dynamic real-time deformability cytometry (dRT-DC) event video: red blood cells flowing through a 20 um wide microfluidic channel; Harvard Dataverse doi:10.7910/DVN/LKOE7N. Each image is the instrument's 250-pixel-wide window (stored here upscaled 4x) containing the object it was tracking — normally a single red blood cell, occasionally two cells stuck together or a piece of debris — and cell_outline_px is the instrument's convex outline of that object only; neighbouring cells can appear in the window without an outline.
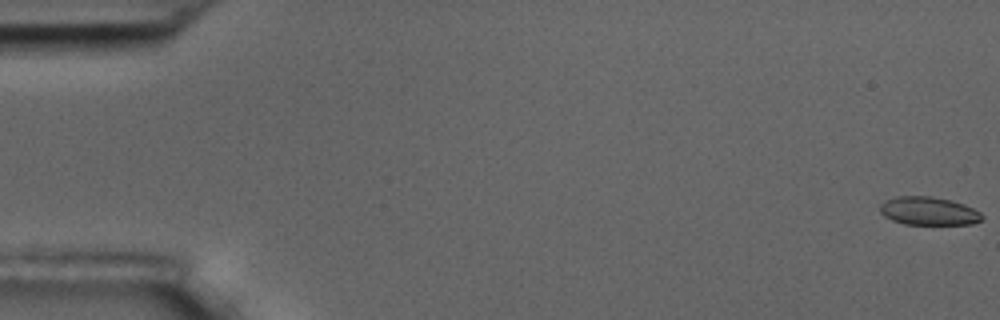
{"species": "common noctule bat (a hibernating species)", "species_latin": "Nyctalus noctula", "temperature_condition": "room temperature", "stored_images_in_passage": 58, "camera_frame_rate_fps": 3000, "um_per_image_px": 0.085, "animal": {"sex": "male", "body_mass_g": 17.5, "forearm_length_mm": 52.3}, "frame": {"image": 1, "passage_image": 1, "time_ms": 0.0, "image_size_px": [1000, 320], "cell_outline_px": [[984, 216], [980, 220], [972, 224], [904, 224], [892, 220], [884, 216], [880, 212], [880, 204], [884, 200], [896, 196], [932, 196], [952, 200], [964, 204], [980, 212]], "centroid_in_image_um": [78.91, 17.92], "position_along_channel_um": 6.1, "area_um2": 16.88}}
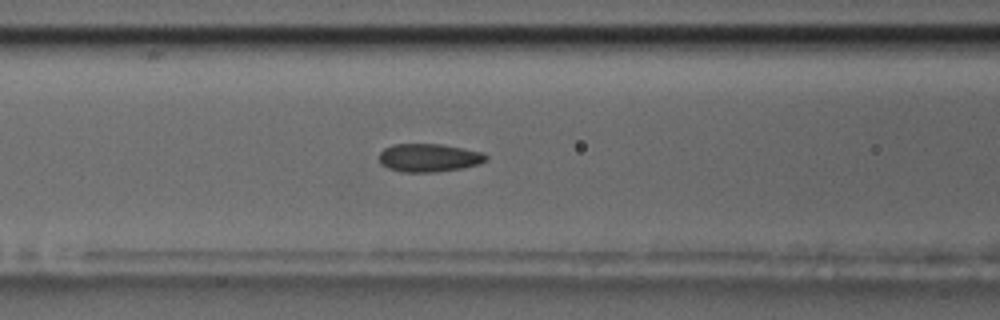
{"frame": {"image": 2, "passage_image": 24, "time_ms": 7.667, "image_size_px": [1000, 320], "cell_outline_px": [[488, 160], [480, 164], [464, 168], [436, 172], [400, 172], [388, 168], [380, 164], [380, 152], [384, 148], [392, 144], [440, 144], [480, 152], [488, 156]], "centroid_in_image_um": [36.45, 13.42], "position_along_channel_um": 130.2, "area_um2": 17.63}}
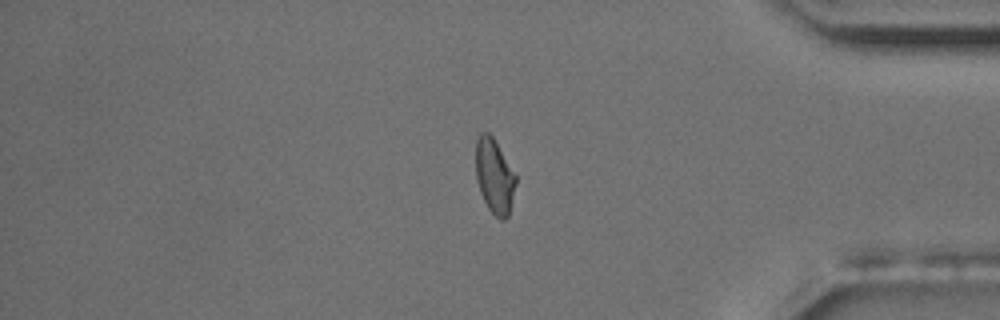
{"frame": {"image": 3, "passage_image": 48, "time_ms": 15.667, "image_size_px": [1000, 320], "cell_outline_px": [[516, 184], [508, 216], [504, 220], [500, 220], [488, 208], [480, 192], [476, 180], [476, 140], [480, 132], [488, 132], [492, 136], [516, 176]], "centroid_in_image_um": [42.01, 14.98], "position_along_channel_um": 393.2, "area_um2": 17.22}, "authors_computed_cell_mechanics": {"area_um2": 17.629, "velocity_mm_per_s": 3.6081, "shape_relaxation_time_tau1_ms": null, "shape_relaxation_time_tau2_ms": 1.1743, "deformation_change_tau1": null, "deformation_change_tau2": 0.05}}